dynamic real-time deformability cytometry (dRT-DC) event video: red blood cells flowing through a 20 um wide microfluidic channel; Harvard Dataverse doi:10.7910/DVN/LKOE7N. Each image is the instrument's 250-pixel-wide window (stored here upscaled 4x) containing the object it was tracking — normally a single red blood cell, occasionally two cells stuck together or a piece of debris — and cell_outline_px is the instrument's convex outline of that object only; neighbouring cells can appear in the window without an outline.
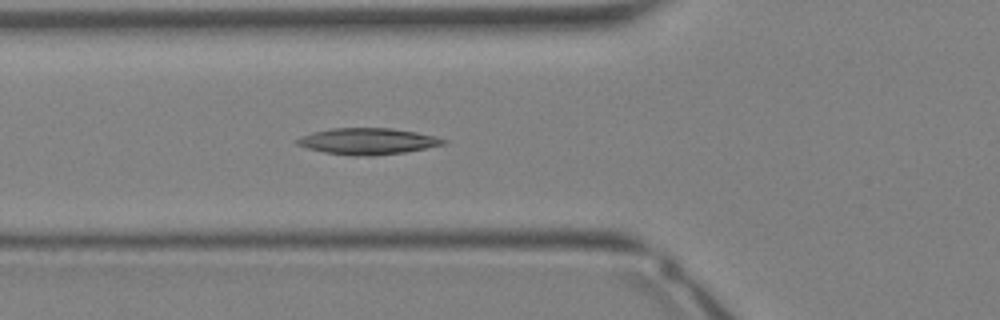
{"species": "Egyptian fruit bat (a non-hibernating species)", "species_latin": "Rousettus aegyptiacus", "temperature_condition": "warm", "stored_images_in_passage": 36, "camera_frame_rate_fps": 3000, "um_per_image_px": 0.085, "animal": {"sex": "female"}, "frame": {"image": 1, "passage_image": 13, "time_ms": 4.0, "image_size_px": [1000, 320], "cell_outline_px": [[448, 140], [444, 144], [404, 152], [372, 156], [352, 156], [324, 152], [308, 148], [296, 144], [296, 140], [300, 136], [312, 132], [332, 128], [392, 128], [416, 132]], "centroid_in_image_um": [31.21, 12.0], "position_along_channel_um": 94.6, "area_um2": 22.31}}
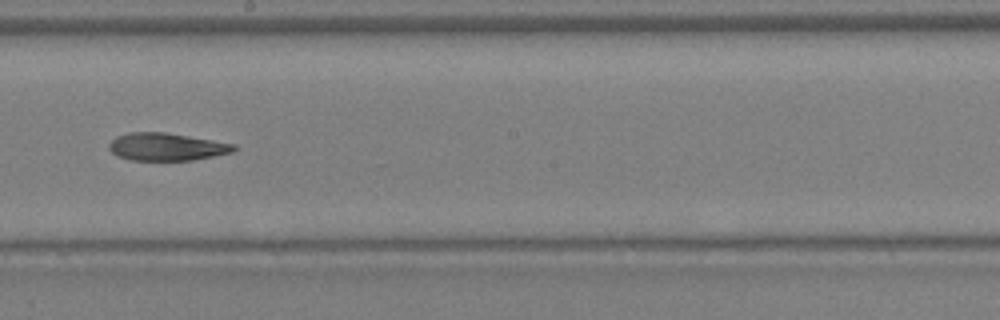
{"frame": {"image": 2, "passage_image": 20, "time_ms": 6.333, "image_size_px": [1000, 320], "cell_outline_px": [[236, 148], [232, 152], [192, 160], [132, 160], [116, 156], [108, 148], [108, 144], [116, 136], [128, 132], [164, 132], [236, 144]], "centroid_in_image_um": [14.11, 12.47], "position_along_channel_um": 234.1, "area_um2": 20.0}}
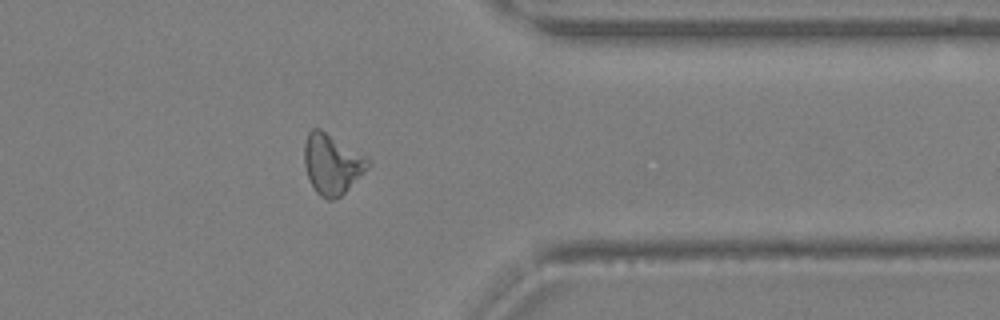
{"frame": {"image": 3, "passage_image": 28, "time_ms": 9.0, "image_size_px": [1000, 320], "cell_outline_px": [[372, 164], [340, 196], [332, 200], [328, 200], [320, 196], [316, 192], [308, 176], [304, 164], [304, 144], [308, 132], [312, 128], [320, 128], [368, 156]], "centroid_in_image_um": [28.23, 13.91], "position_along_channel_um": 383.2, "area_um2": 22.43}}